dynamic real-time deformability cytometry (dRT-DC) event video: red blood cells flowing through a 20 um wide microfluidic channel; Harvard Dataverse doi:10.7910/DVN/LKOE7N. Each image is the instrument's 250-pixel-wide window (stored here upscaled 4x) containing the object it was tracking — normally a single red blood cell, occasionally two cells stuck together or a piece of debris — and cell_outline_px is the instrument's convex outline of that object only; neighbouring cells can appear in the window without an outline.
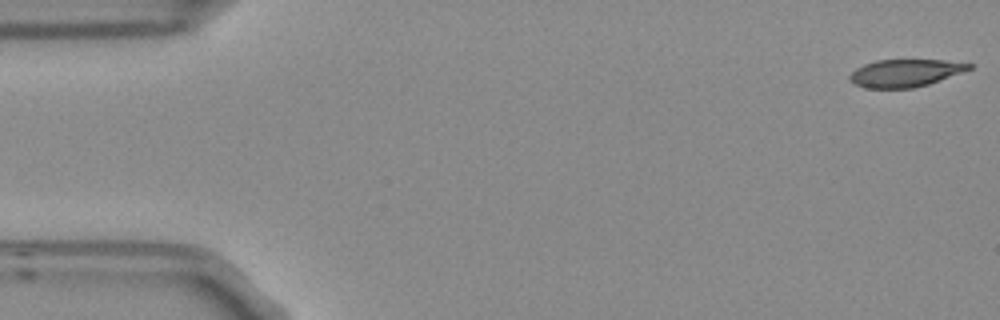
{"species": "Egyptian fruit bat (a non-hibernating species)", "species_latin": "Rousettus aegyptiacus", "temperature_condition": "room temperature", "stored_images_in_passage": 4, "camera_frame_rate_fps": 3000, "um_per_image_px": 0.085, "frame": {"image": 1, "passage_image": 1, "time_ms": 0.0, "image_size_px": [1000, 320], "cell_outline_px": [[972, 68], [928, 84], [912, 88], [864, 88], [856, 84], [848, 76], [856, 68], [864, 64], [876, 60], [944, 60], [972, 64]], "centroid_in_image_um": [76.91, 6.2], "position_along_channel_um": 8.1, "area_um2": 18.84}}